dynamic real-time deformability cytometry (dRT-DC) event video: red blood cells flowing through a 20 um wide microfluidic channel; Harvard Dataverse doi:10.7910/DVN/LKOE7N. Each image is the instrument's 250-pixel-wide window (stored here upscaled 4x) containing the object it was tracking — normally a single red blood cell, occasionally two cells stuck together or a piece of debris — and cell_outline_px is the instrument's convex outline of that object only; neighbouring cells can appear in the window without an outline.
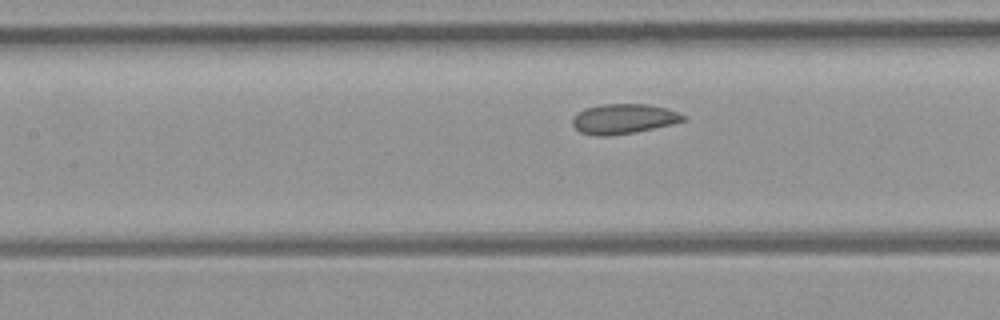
{"species": "common noctule bat (a hibernating species)", "species_latin": "Nyctalus noctula", "temperature_condition": "room temperature", "stored_images_in_passage": 4, "camera_frame_rate_fps": 3000, "um_per_image_px": 0.085, "animal": {"sex": "female", "body_mass_g": 21.9}, "frame": {"image": 1, "passage_image": 4, "time_ms": 3.333, "image_size_px": [1000, 320], "cell_outline_px": [[688, 120], [672, 124], [636, 132], [608, 136], [596, 136], [580, 132], [572, 124], [572, 120], [584, 108], [600, 104], [648, 104], [668, 108], [680, 112], [688, 116]], "centroid_in_image_um": [53.08, 10.1], "position_along_channel_um": 154.3, "area_um2": 19.54}}